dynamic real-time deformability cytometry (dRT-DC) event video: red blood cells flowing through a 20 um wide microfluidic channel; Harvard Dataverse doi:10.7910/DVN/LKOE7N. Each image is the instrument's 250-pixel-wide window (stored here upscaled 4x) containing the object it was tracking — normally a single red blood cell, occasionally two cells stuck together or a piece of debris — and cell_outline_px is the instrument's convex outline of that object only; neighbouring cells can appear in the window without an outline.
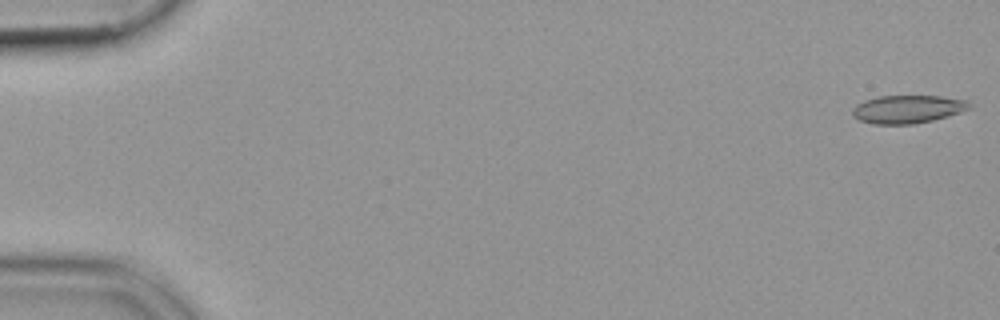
{"species": "common noctule bat (a hibernating species)", "species_latin": "Nyctalus noctula", "temperature_condition": "cold", "stored_images_in_passage": 8, "camera_frame_rate_fps": 3000, "um_per_image_px": 0.085, "animal": {"sex": "female", "body_mass_g": 19.9}, "frame": {"image": 1, "passage_image": 1, "time_ms": 0.0, "image_size_px": [1000, 320], "cell_outline_px": [[972, 108], [948, 116], [932, 120], [912, 124], [872, 124], [860, 120], [852, 116], [852, 108], [856, 104], [864, 100], [880, 96], [940, 96], [968, 100], [972, 104]], "centroid_in_image_um": [77.15, 9.27], "position_along_channel_um": 7.8, "area_um2": 19.25}}